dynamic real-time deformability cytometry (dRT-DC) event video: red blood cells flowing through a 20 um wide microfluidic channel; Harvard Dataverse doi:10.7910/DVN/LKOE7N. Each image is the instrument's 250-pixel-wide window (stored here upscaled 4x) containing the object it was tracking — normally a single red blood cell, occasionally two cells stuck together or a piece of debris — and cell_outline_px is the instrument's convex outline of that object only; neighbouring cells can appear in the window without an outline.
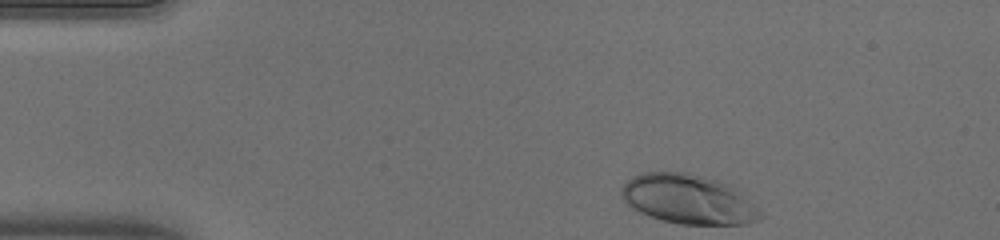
{"species": "human", "species_latin": "Homo sapiens", "temperature_condition": "warm", "stored_images_in_passage": 37, "camera_frame_rate_fps": 3000, "um_per_image_px": 0.085, "donor": {"sex": "male"}, "frame": {"image": 1, "passage_image": 1, "time_ms": 0.0, "image_size_px": [1000, 240], "cell_outline_px": [[764, 216], [760, 220], [748, 224], [680, 224], [660, 220], [648, 216], [632, 208], [624, 200], [620, 192], [620, 188], [632, 176], [644, 172], [688, 172], [732, 184], [764, 212]], "centroid_in_image_um": [58.56, 16.94], "position_along_channel_um": 26.4, "area_um2": 40.63}}
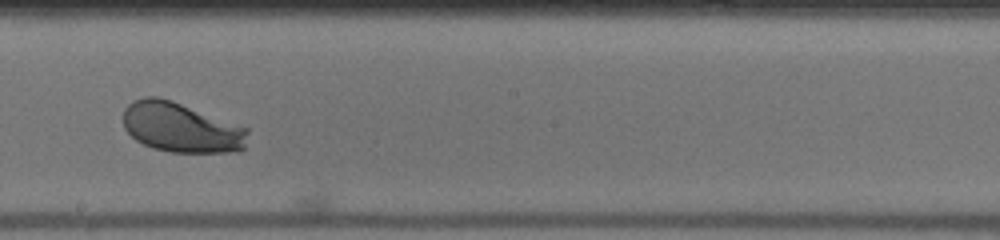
{"frame": {"image": 2, "passage_image": 22, "time_ms": 7.0, "image_size_px": [1000, 240], "cell_outline_px": [[248, 132], [244, 148], [236, 152], [172, 152], [152, 148], [136, 140], [124, 128], [124, 108], [132, 100], [144, 96], [160, 96], [172, 100], [248, 128]], "centroid_in_image_um": [15.37, 10.82], "position_along_channel_um": 232.8, "area_um2": 36.24}}
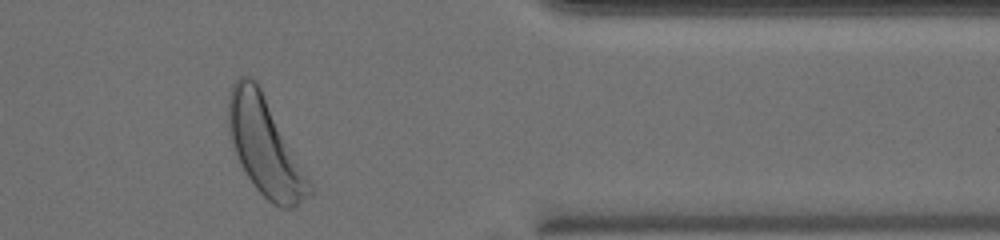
{"frame": {"image": 3, "passage_image": 35, "time_ms": 11.333, "image_size_px": [1000, 240], "cell_outline_px": [[316, 188], [308, 196], [292, 208], [280, 208], [272, 204], [252, 184], [244, 172], [240, 164], [232, 144], [228, 132], [228, 96], [232, 84], [240, 76], [248, 76], [256, 80]], "centroid_in_image_um": [22.54, 12.47], "position_along_channel_um": 388.9, "area_um2": 46.24}, "authors_computed_cell_mechanics": {"area_um2": 37.2232, "velocity_mm_per_s": 4.0005, "shape_relaxation_time_tau1_ms": 2.3568, "shape_relaxation_time_tau2_ms": null, "deformation_change_tau1": 0.1676, "deformation_change_tau2": null}}